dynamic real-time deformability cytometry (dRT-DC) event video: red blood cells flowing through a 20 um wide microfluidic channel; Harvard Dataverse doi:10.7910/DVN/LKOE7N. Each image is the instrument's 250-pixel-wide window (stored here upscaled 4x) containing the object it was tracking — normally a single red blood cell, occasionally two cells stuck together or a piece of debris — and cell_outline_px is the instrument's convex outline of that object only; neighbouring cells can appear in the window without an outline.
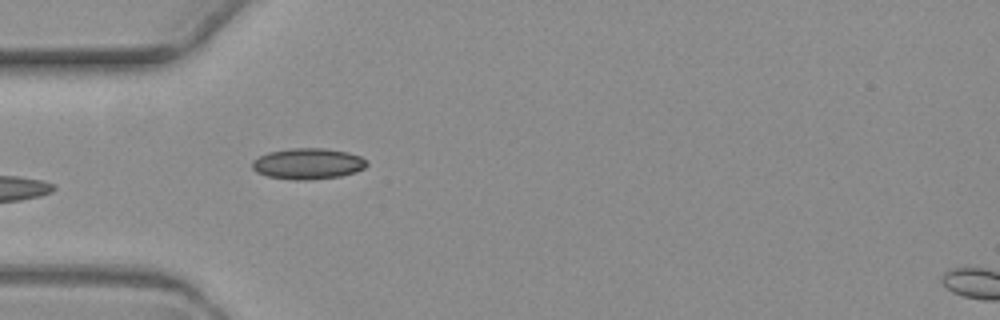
{"species": "common noctule bat (a hibernating species)", "species_latin": "Nyctalus noctula", "temperature_condition": "warm", "stored_images_in_passage": 3, "camera_frame_rate_fps": 3000, "um_per_image_px": 0.085, "animal": {"sex": "female", "body_mass_g": 19.3, "forearm_length_mm": 54.1}, "frame": {"image": 1, "passage_image": 2, "time_ms": 1.0, "image_size_px": [1000, 320], "cell_outline_px": [[368, 164], [364, 168], [340, 176], [312, 180], [292, 180], [268, 176], [256, 172], [252, 168], [252, 160], [268, 152], [288, 148], [324, 148], [348, 152], [360, 156]], "centroid_in_image_um": [26.13, 13.91], "position_along_channel_um": 58.9, "area_um2": 20.69}}